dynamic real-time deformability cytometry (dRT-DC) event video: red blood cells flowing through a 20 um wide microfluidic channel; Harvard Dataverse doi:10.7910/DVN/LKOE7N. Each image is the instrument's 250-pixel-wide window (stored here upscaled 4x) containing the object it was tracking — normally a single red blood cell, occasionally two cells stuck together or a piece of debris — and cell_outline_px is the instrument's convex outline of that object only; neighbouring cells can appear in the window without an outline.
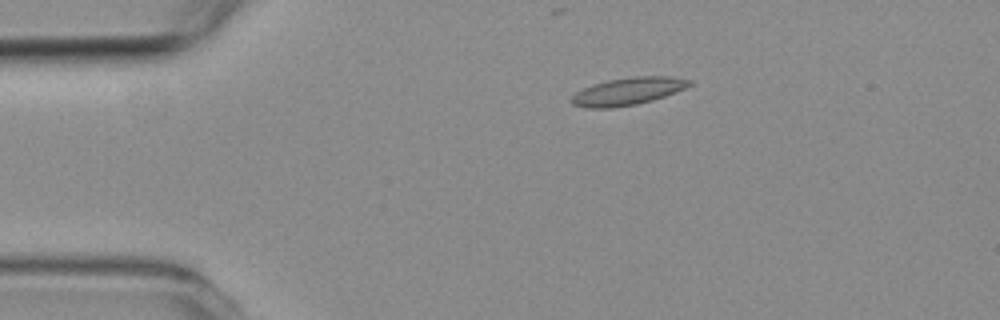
{"species": "common noctule bat (a hibernating species)", "species_latin": "Nyctalus noctula", "temperature_condition": "room temperature", "stored_images_in_passage": 4, "camera_frame_rate_fps": 3000, "um_per_image_px": 0.085, "animal": {"sex": "female", "body_mass_g": 19.3, "forearm_length_mm": 54.1}, "frame": {"image": 1, "passage_image": 1, "time_ms": 0.0, "image_size_px": [1000, 320], "cell_outline_px": [[692, 84], [684, 88], [664, 96], [652, 100], [636, 104], [612, 108], [588, 108], [572, 104], [572, 96], [576, 92], [584, 88], [608, 80], [636, 76], [668, 76], [692, 80]], "centroid_in_image_um": [53.38, 7.76], "position_along_channel_um": 31.6, "area_um2": 18.55}}
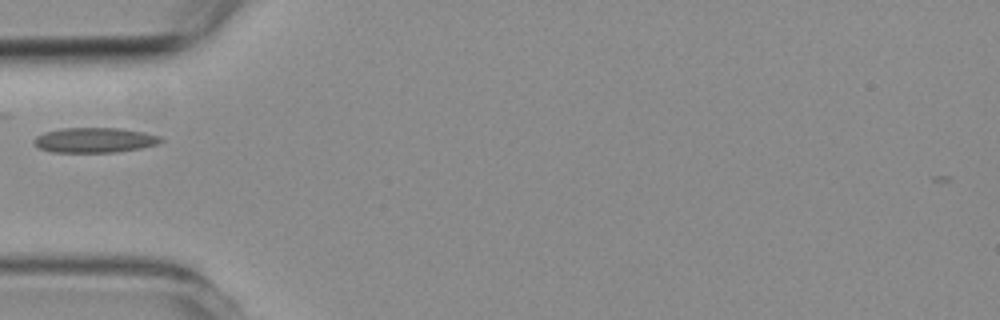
{"frame": {"image": 2, "passage_image": 3, "time_ms": 2.333, "image_size_px": [1000, 320], "cell_outline_px": [[164, 140], [156, 144], [140, 148], [116, 152], [52, 152], [40, 148], [32, 140], [36, 136], [44, 132], [60, 128], [120, 128], [144, 132], [160, 136]], "centroid_in_image_um": [8.03, 11.9], "position_along_channel_um": 77.0, "area_um2": 18.44}}
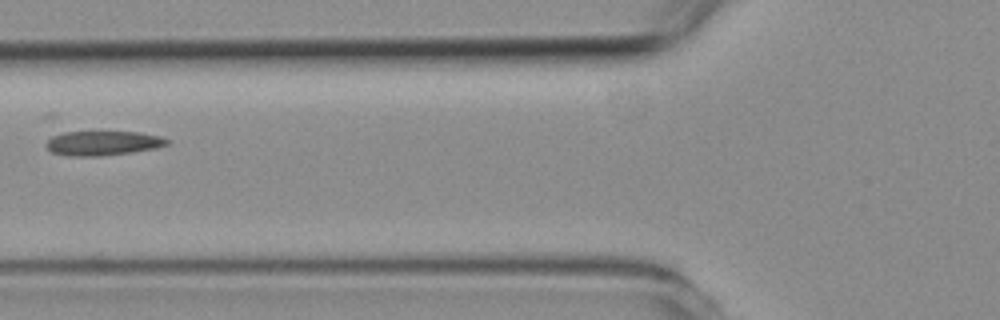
{"frame": {"image": 3, "passage_image": 4, "time_ms": 3.333, "image_size_px": [1000, 320], "cell_outline_px": [[168, 144], [156, 148], [132, 152], [100, 156], [64, 156], [52, 152], [44, 144], [52, 136], [64, 132], [136, 132], [160, 136], [168, 140]], "centroid_in_image_um": [8.71, 12.17], "position_along_channel_um": 117.1, "area_um2": 17.17}}